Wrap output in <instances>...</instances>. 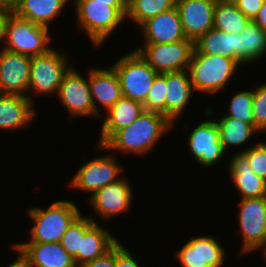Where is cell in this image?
I'll list each match as a JSON object with an SVG mask.
<instances>
[{
    "label": "cell",
    "mask_w": 266,
    "mask_h": 267,
    "mask_svg": "<svg viewBox=\"0 0 266 267\" xmlns=\"http://www.w3.org/2000/svg\"><path fill=\"white\" fill-rule=\"evenodd\" d=\"M6 31H7V9L0 8V41L2 47L0 51L5 50L6 44Z\"/></svg>",
    "instance_id": "obj_39"
},
{
    "label": "cell",
    "mask_w": 266,
    "mask_h": 267,
    "mask_svg": "<svg viewBox=\"0 0 266 267\" xmlns=\"http://www.w3.org/2000/svg\"><path fill=\"white\" fill-rule=\"evenodd\" d=\"M216 123L220 133V141L226 152H229L227 149L231 147L241 148L255 135L258 134L259 136L260 134L251 124L232 117L219 116Z\"/></svg>",
    "instance_id": "obj_27"
},
{
    "label": "cell",
    "mask_w": 266,
    "mask_h": 267,
    "mask_svg": "<svg viewBox=\"0 0 266 267\" xmlns=\"http://www.w3.org/2000/svg\"><path fill=\"white\" fill-rule=\"evenodd\" d=\"M174 126L163 114L144 111L129 126L118 130L104 145L96 144V148L100 151L116 150L115 152L123 155L132 154L144 157Z\"/></svg>",
    "instance_id": "obj_1"
},
{
    "label": "cell",
    "mask_w": 266,
    "mask_h": 267,
    "mask_svg": "<svg viewBox=\"0 0 266 267\" xmlns=\"http://www.w3.org/2000/svg\"><path fill=\"white\" fill-rule=\"evenodd\" d=\"M176 6V0H133L127 7L126 19L138 28L148 19Z\"/></svg>",
    "instance_id": "obj_30"
},
{
    "label": "cell",
    "mask_w": 266,
    "mask_h": 267,
    "mask_svg": "<svg viewBox=\"0 0 266 267\" xmlns=\"http://www.w3.org/2000/svg\"><path fill=\"white\" fill-rule=\"evenodd\" d=\"M144 112L143 104L121 97L102 117L103 122L97 144L104 145L118 130L129 126Z\"/></svg>",
    "instance_id": "obj_23"
},
{
    "label": "cell",
    "mask_w": 266,
    "mask_h": 267,
    "mask_svg": "<svg viewBox=\"0 0 266 267\" xmlns=\"http://www.w3.org/2000/svg\"><path fill=\"white\" fill-rule=\"evenodd\" d=\"M242 151L238 150V153H243L249 160L252 171L262 177L266 181V145L262 141L256 142V144L246 145Z\"/></svg>",
    "instance_id": "obj_34"
},
{
    "label": "cell",
    "mask_w": 266,
    "mask_h": 267,
    "mask_svg": "<svg viewBox=\"0 0 266 267\" xmlns=\"http://www.w3.org/2000/svg\"><path fill=\"white\" fill-rule=\"evenodd\" d=\"M0 8L7 9V0H0Z\"/></svg>",
    "instance_id": "obj_43"
},
{
    "label": "cell",
    "mask_w": 266,
    "mask_h": 267,
    "mask_svg": "<svg viewBox=\"0 0 266 267\" xmlns=\"http://www.w3.org/2000/svg\"><path fill=\"white\" fill-rule=\"evenodd\" d=\"M234 59L241 66L240 34L212 28L194 41V52Z\"/></svg>",
    "instance_id": "obj_24"
},
{
    "label": "cell",
    "mask_w": 266,
    "mask_h": 267,
    "mask_svg": "<svg viewBox=\"0 0 266 267\" xmlns=\"http://www.w3.org/2000/svg\"><path fill=\"white\" fill-rule=\"evenodd\" d=\"M57 98L61 101L62 108L67 110L69 119L100 116L96 113L87 77L72 67L64 76L59 87Z\"/></svg>",
    "instance_id": "obj_12"
},
{
    "label": "cell",
    "mask_w": 266,
    "mask_h": 267,
    "mask_svg": "<svg viewBox=\"0 0 266 267\" xmlns=\"http://www.w3.org/2000/svg\"><path fill=\"white\" fill-rule=\"evenodd\" d=\"M13 246L26 258L30 267H77L74 258L60 242H17Z\"/></svg>",
    "instance_id": "obj_19"
},
{
    "label": "cell",
    "mask_w": 266,
    "mask_h": 267,
    "mask_svg": "<svg viewBox=\"0 0 266 267\" xmlns=\"http://www.w3.org/2000/svg\"><path fill=\"white\" fill-rule=\"evenodd\" d=\"M16 0H7V9H9Z\"/></svg>",
    "instance_id": "obj_44"
},
{
    "label": "cell",
    "mask_w": 266,
    "mask_h": 267,
    "mask_svg": "<svg viewBox=\"0 0 266 267\" xmlns=\"http://www.w3.org/2000/svg\"><path fill=\"white\" fill-rule=\"evenodd\" d=\"M203 114L207 118L194 125L187 138L194 161L202 168H210L220 164L227 152L220 141L216 119L212 118V108L207 107Z\"/></svg>",
    "instance_id": "obj_8"
},
{
    "label": "cell",
    "mask_w": 266,
    "mask_h": 267,
    "mask_svg": "<svg viewBox=\"0 0 266 267\" xmlns=\"http://www.w3.org/2000/svg\"><path fill=\"white\" fill-rule=\"evenodd\" d=\"M217 0H176L187 39L196 41L214 28V8Z\"/></svg>",
    "instance_id": "obj_16"
},
{
    "label": "cell",
    "mask_w": 266,
    "mask_h": 267,
    "mask_svg": "<svg viewBox=\"0 0 266 267\" xmlns=\"http://www.w3.org/2000/svg\"><path fill=\"white\" fill-rule=\"evenodd\" d=\"M63 52V53H62ZM50 49L47 53L31 57L30 85L27 97L34 102L33 96L57 95L64 76L74 66L66 52ZM30 92V94H29ZM54 94V95H53Z\"/></svg>",
    "instance_id": "obj_5"
},
{
    "label": "cell",
    "mask_w": 266,
    "mask_h": 267,
    "mask_svg": "<svg viewBox=\"0 0 266 267\" xmlns=\"http://www.w3.org/2000/svg\"><path fill=\"white\" fill-rule=\"evenodd\" d=\"M174 255L181 267H224L227 260L221 242L211 235L190 238Z\"/></svg>",
    "instance_id": "obj_13"
},
{
    "label": "cell",
    "mask_w": 266,
    "mask_h": 267,
    "mask_svg": "<svg viewBox=\"0 0 266 267\" xmlns=\"http://www.w3.org/2000/svg\"><path fill=\"white\" fill-rule=\"evenodd\" d=\"M50 28L32 23L7 9L5 49L30 57L47 53L53 47Z\"/></svg>",
    "instance_id": "obj_6"
},
{
    "label": "cell",
    "mask_w": 266,
    "mask_h": 267,
    "mask_svg": "<svg viewBox=\"0 0 266 267\" xmlns=\"http://www.w3.org/2000/svg\"><path fill=\"white\" fill-rule=\"evenodd\" d=\"M121 1H122V3H123L126 7H128L129 4H130L133 0H121Z\"/></svg>",
    "instance_id": "obj_46"
},
{
    "label": "cell",
    "mask_w": 266,
    "mask_h": 267,
    "mask_svg": "<svg viewBox=\"0 0 266 267\" xmlns=\"http://www.w3.org/2000/svg\"><path fill=\"white\" fill-rule=\"evenodd\" d=\"M88 83L96 113L103 116L99 106L107 112L122 97L119 77L113 67L88 69Z\"/></svg>",
    "instance_id": "obj_17"
},
{
    "label": "cell",
    "mask_w": 266,
    "mask_h": 267,
    "mask_svg": "<svg viewBox=\"0 0 266 267\" xmlns=\"http://www.w3.org/2000/svg\"><path fill=\"white\" fill-rule=\"evenodd\" d=\"M260 28L266 33V0H264L261 8L258 10L257 15L253 19Z\"/></svg>",
    "instance_id": "obj_40"
},
{
    "label": "cell",
    "mask_w": 266,
    "mask_h": 267,
    "mask_svg": "<svg viewBox=\"0 0 266 267\" xmlns=\"http://www.w3.org/2000/svg\"><path fill=\"white\" fill-rule=\"evenodd\" d=\"M116 158V155L106 154L87 160L69 180V187L90 193V198L101 188L118 181L124 168Z\"/></svg>",
    "instance_id": "obj_10"
},
{
    "label": "cell",
    "mask_w": 266,
    "mask_h": 267,
    "mask_svg": "<svg viewBox=\"0 0 266 267\" xmlns=\"http://www.w3.org/2000/svg\"><path fill=\"white\" fill-rule=\"evenodd\" d=\"M133 187L122 176L118 181L106 185L89 198V204L97 217L103 220L114 219L127 213L133 203Z\"/></svg>",
    "instance_id": "obj_14"
},
{
    "label": "cell",
    "mask_w": 266,
    "mask_h": 267,
    "mask_svg": "<svg viewBox=\"0 0 266 267\" xmlns=\"http://www.w3.org/2000/svg\"><path fill=\"white\" fill-rule=\"evenodd\" d=\"M121 241L116 243V265L115 267H141L138 259L131 250L122 245Z\"/></svg>",
    "instance_id": "obj_36"
},
{
    "label": "cell",
    "mask_w": 266,
    "mask_h": 267,
    "mask_svg": "<svg viewBox=\"0 0 266 267\" xmlns=\"http://www.w3.org/2000/svg\"><path fill=\"white\" fill-rule=\"evenodd\" d=\"M142 46L135 47L134 50L157 73L188 70L194 52V41L190 39L166 44L144 43Z\"/></svg>",
    "instance_id": "obj_11"
},
{
    "label": "cell",
    "mask_w": 266,
    "mask_h": 267,
    "mask_svg": "<svg viewBox=\"0 0 266 267\" xmlns=\"http://www.w3.org/2000/svg\"><path fill=\"white\" fill-rule=\"evenodd\" d=\"M71 0H16L9 8L15 15L32 23L50 28Z\"/></svg>",
    "instance_id": "obj_25"
},
{
    "label": "cell",
    "mask_w": 266,
    "mask_h": 267,
    "mask_svg": "<svg viewBox=\"0 0 266 267\" xmlns=\"http://www.w3.org/2000/svg\"><path fill=\"white\" fill-rule=\"evenodd\" d=\"M12 249L19 255L7 267H30L26 258L14 246H12Z\"/></svg>",
    "instance_id": "obj_41"
},
{
    "label": "cell",
    "mask_w": 266,
    "mask_h": 267,
    "mask_svg": "<svg viewBox=\"0 0 266 267\" xmlns=\"http://www.w3.org/2000/svg\"><path fill=\"white\" fill-rule=\"evenodd\" d=\"M94 2L111 3V6L117 8L126 17L127 7L121 0H94Z\"/></svg>",
    "instance_id": "obj_42"
},
{
    "label": "cell",
    "mask_w": 266,
    "mask_h": 267,
    "mask_svg": "<svg viewBox=\"0 0 266 267\" xmlns=\"http://www.w3.org/2000/svg\"><path fill=\"white\" fill-rule=\"evenodd\" d=\"M214 28L231 34L242 33L250 21L232 0H217L214 8Z\"/></svg>",
    "instance_id": "obj_29"
},
{
    "label": "cell",
    "mask_w": 266,
    "mask_h": 267,
    "mask_svg": "<svg viewBox=\"0 0 266 267\" xmlns=\"http://www.w3.org/2000/svg\"><path fill=\"white\" fill-rule=\"evenodd\" d=\"M238 67L231 58L193 53L188 72L195 91L209 96L224 91Z\"/></svg>",
    "instance_id": "obj_4"
},
{
    "label": "cell",
    "mask_w": 266,
    "mask_h": 267,
    "mask_svg": "<svg viewBox=\"0 0 266 267\" xmlns=\"http://www.w3.org/2000/svg\"><path fill=\"white\" fill-rule=\"evenodd\" d=\"M262 250V256L264 257L265 263H266V245L261 249Z\"/></svg>",
    "instance_id": "obj_45"
},
{
    "label": "cell",
    "mask_w": 266,
    "mask_h": 267,
    "mask_svg": "<svg viewBox=\"0 0 266 267\" xmlns=\"http://www.w3.org/2000/svg\"><path fill=\"white\" fill-rule=\"evenodd\" d=\"M166 117L176 126L195 93L188 70L166 72Z\"/></svg>",
    "instance_id": "obj_22"
},
{
    "label": "cell",
    "mask_w": 266,
    "mask_h": 267,
    "mask_svg": "<svg viewBox=\"0 0 266 267\" xmlns=\"http://www.w3.org/2000/svg\"><path fill=\"white\" fill-rule=\"evenodd\" d=\"M95 221L93 216L80 214L62 236L60 244L73 258L78 255L83 234Z\"/></svg>",
    "instance_id": "obj_31"
},
{
    "label": "cell",
    "mask_w": 266,
    "mask_h": 267,
    "mask_svg": "<svg viewBox=\"0 0 266 267\" xmlns=\"http://www.w3.org/2000/svg\"><path fill=\"white\" fill-rule=\"evenodd\" d=\"M34 106L26 96L0 93V130L26 129L36 117Z\"/></svg>",
    "instance_id": "obj_20"
},
{
    "label": "cell",
    "mask_w": 266,
    "mask_h": 267,
    "mask_svg": "<svg viewBox=\"0 0 266 267\" xmlns=\"http://www.w3.org/2000/svg\"><path fill=\"white\" fill-rule=\"evenodd\" d=\"M239 201L237 217L242 236L239 252L246 255L266 245V196Z\"/></svg>",
    "instance_id": "obj_9"
},
{
    "label": "cell",
    "mask_w": 266,
    "mask_h": 267,
    "mask_svg": "<svg viewBox=\"0 0 266 267\" xmlns=\"http://www.w3.org/2000/svg\"><path fill=\"white\" fill-rule=\"evenodd\" d=\"M116 265V244L99 258L86 263L82 267H115Z\"/></svg>",
    "instance_id": "obj_38"
},
{
    "label": "cell",
    "mask_w": 266,
    "mask_h": 267,
    "mask_svg": "<svg viewBox=\"0 0 266 267\" xmlns=\"http://www.w3.org/2000/svg\"><path fill=\"white\" fill-rule=\"evenodd\" d=\"M82 212L71 200H56L46 207H30L27 214L34 223L26 242L55 243Z\"/></svg>",
    "instance_id": "obj_3"
},
{
    "label": "cell",
    "mask_w": 266,
    "mask_h": 267,
    "mask_svg": "<svg viewBox=\"0 0 266 267\" xmlns=\"http://www.w3.org/2000/svg\"><path fill=\"white\" fill-rule=\"evenodd\" d=\"M111 66L119 77L122 96L143 104L158 73L136 50L121 55Z\"/></svg>",
    "instance_id": "obj_7"
},
{
    "label": "cell",
    "mask_w": 266,
    "mask_h": 267,
    "mask_svg": "<svg viewBox=\"0 0 266 267\" xmlns=\"http://www.w3.org/2000/svg\"><path fill=\"white\" fill-rule=\"evenodd\" d=\"M31 57L11 52L0 51V93L28 95L30 85Z\"/></svg>",
    "instance_id": "obj_15"
},
{
    "label": "cell",
    "mask_w": 266,
    "mask_h": 267,
    "mask_svg": "<svg viewBox=\"0 0 266 267\" xmlns=\"http://www.w3.org/2000/svg\"><path fill=\"white\" fill-rule=\"evenodd\" d=\"M228 113L221 115L232 117L240 121L247 122L254 127V117L252 113L253 89L237 91L231 98Z\"/></svg>",
    "instance_id": "obj_32"
},
{
    "label": "cell",
    "mask_w": 266,
    "mask_h": 267,
    "mask_svg": "<svg viewBox=\"0 0 266 267\" xmlns=\"http://www.w3.org/2000/svg\"><path fill=\"white\" fill-rule=\"evenodd\" d=\"M241 66L254 64L266 56V33L250 20L240 33Z\"/></svg>",
    "instance_id": "obj_28"
},
{
    "label": "cell",
    "mask_w": 266,
    "mask_h": 267,
    "mask_svg": "<svg viewBox=\"0 0 266 267\" xmlns=\"http://www.w3.org/2000/svg\"><path fill=\"white\" fill-rule=\"evenodd\" d=\"M138 29L144 43L166 44L187 39L176 6L148 19Z\"/></svg>",
    "instance_id": "obj_18"
},
{
    "label": "cell",
    "mask_w": 266,
    "mask_h": 267,
    "mask_svg": "<svg viewBox=\"0 0 266 267\" xmlns=\"http://www.w3.org/2000/svg\"><path fill=\"white\" fill-rule=\"evenodd\" d=\"M166 72L158 73L143 103L144 111L158 112L166 116Z\"/></svg>",
    "instance_id": "obj_33"
},
{
    "label": "cell",
    "mask_w": 266,
    "mask_h": 267,
    "mask_svg": "<svg viewBox=\"0 0 266 267\" xmlns=\"http://www.w3.org/2000/svg\"><path fill=\"white\" fill-rule=\"evenodd\" d=\"M229 160L228 175L239 192L240 199L266 196V181L252 171L249 160L243 153L235 152Z\"/></svg>",
    "instance_id": "obj_21"
},
{
    "label": "cell",
    "mask_w": 266,
    "mask_h": 267,
    "mask_svg": "<svg viewBox=\"0 0 266 267\" xmlns=\"http://www.w3.org/2000/svg\"><path fill=\"white\" fill-rule=\"evenodd\" d=\"M237 8L250 20H253L264 0H232Z\"/></svg>",
    "instance_id": "obj_37"
},
{
    "label": "cell",
    "mask_w": 266,
    "mask_h": 267,
    "mask_svg": "<svg viewBox=\"0 0 266 267\" xmlns=\"http://www.w3.org/2000/svg\"><path fill=\"white\" fill-rule=\"evenodd\" d=\"M253 88L252 113L254 117V128L259 133L266 131V82Z\"/></svg>",
    "instance_id": "obj_35"
},
{
    "label": "cell",
    "mask_w": 266,
    "mask_h": 267,
    "mask_svg": "<svg viewBox=\"0 0 266 267\" xmlns=\"http://www.w3.org/2000/svg\"><path fill=\"white\" fill-rule=\"evenodd\" d=\"M76 12V27L90 38L92 46L99 48L110 34L116 32L126 17L111 3L94 2V0H71ZM120 25V26H119Z\"/></svg>",
    "instance_id": "obj_2"
},
{
    "label": "cell",
    "mask_w": 266,
    "mask_h": 267,
    "mask_svg": "<svg viewBox=\"0 0 266 267\" xmlns=\"http://www.w3.org/2000/svg\"><path fill=\"white\" fill-rule=\"evenodd\" d=\"M118 242L117 238L95 221L81 238L78 255L74 258L77 267L99 258Z\"/></svg>",
    "instance_id": "obj_26"
}]
</instances>
